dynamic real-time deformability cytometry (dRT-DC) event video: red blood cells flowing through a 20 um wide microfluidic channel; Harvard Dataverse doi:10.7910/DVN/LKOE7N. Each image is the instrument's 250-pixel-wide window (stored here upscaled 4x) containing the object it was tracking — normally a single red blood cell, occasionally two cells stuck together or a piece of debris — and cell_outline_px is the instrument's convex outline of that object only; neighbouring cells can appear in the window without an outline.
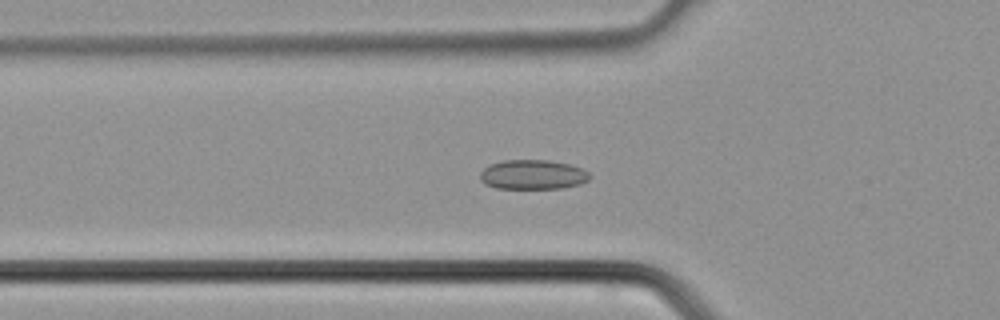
{"species": "common noctule bat (a hibernating species)", "species_latin": "Nyctalus noctula", "temperature_condition": "cold", "stored_images_in_passage": 28, "camera_frame_rate_fps": 3000, "um_per_image_px": 0.085, "animal": {"sex": "male", "body_mass_g": 21.5, "forearm_length_mm": 52.0}, "frame": {"image": 1, "passage_image": 3, "time_ms": 0.667, "image_size_px": [1000, 320], "cell_outline_px": [[592, 176], [588, 180], [580, 184], [564, 188], [496, 188], [484, 184], [480, 180], [480, 172], [484, 168], [492, 164], [504, 160], [548, 160], [568, 164], [580, 168], [588, 172]], "centroid_in_image_um": [45.28, 14.85], "position_along_channel_um": 80.5, "area_um2": 18.84}}
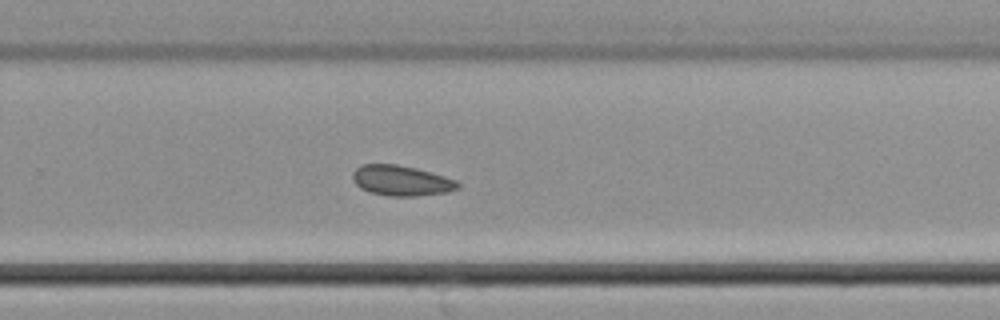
{"frame": {"image": 2, "passage_image": 15, "time_ms": 4.667, "image_size_px": [1000, 320], "cell_outline_px": [[460, 188], [448, 192], [416, 196], [388, 196], [372, 192], [360, 188], [352, 180], [352, 172], [356, 168], [364, 164], [396, 164], [416, 168], [432, 172], [456, 180], [460, 184]], "centroid_in_image_um": [34.12, 15.35], "position_along_channel_um": 295.7, "area_um2": 18.67}}
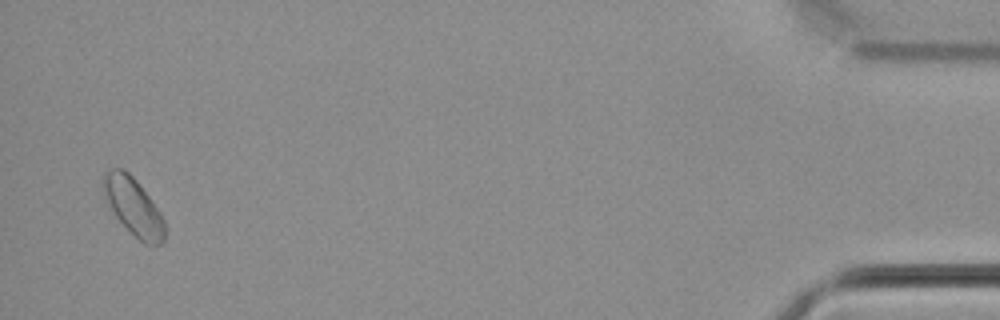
{"frame": {"image": 3, "passage_image": 27, "time_ms": 8.667, "image_size_px": [1000, 320], "cell_outline_px": [[164, 240], [160, 244], [144, 244], [116, 216], [108, 204], [104, 196], [104, 172], [112, 168], [120, 168], [128, 172], [140, 184], [160, 212], [164, 220]], "centroid_in_image_um": [11.35, 17.54], "position_along_channel_um": 423.9, "area_um2": 20.0}}